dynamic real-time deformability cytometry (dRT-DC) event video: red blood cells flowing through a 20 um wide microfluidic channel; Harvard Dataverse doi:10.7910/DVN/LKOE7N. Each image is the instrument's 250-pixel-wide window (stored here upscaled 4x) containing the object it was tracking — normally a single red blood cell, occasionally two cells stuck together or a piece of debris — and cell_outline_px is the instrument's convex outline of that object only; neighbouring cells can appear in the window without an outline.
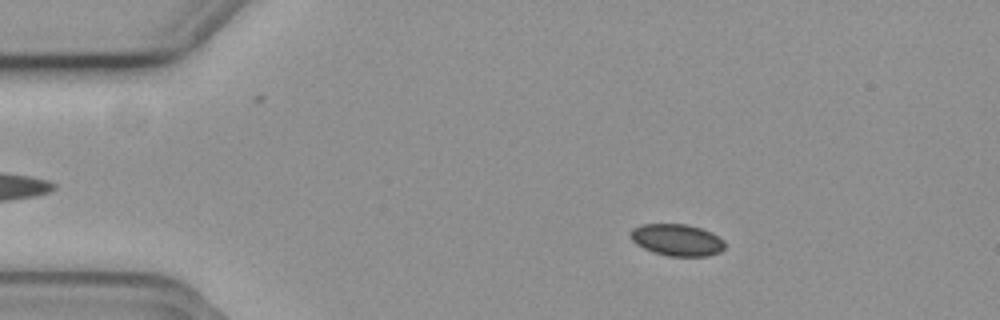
{"species": "common noctule bat (a hibernating species)", "species_latin": "Nyctalus noctula", "temperature_condition": "cold", "stored_images_in_passage": 42, "camera_frame_rate_fps": 3000, "um_per_image_px": 0.085, "animal": {"sex": "female", "body_mass_g": 19.3, "forearm_length_mm": 54.1}, "frame": {"image": 1, "passage_image": 10, "time_ms": 3.0, "image_size_px": [1000, 320], "cell_outline_px": [[724, 248], [720, 252], [708, 256], [668, 256], [652, 252], [636, 244], [628, 236], [628, 232], [632, 228], [640, 224], [688, 224], [712, 232], [720, 236], [724, 240]], "centroid_in_image_um": [57.52, 20.39], "position_along_channel_um": 27.5, "area_um2": 17.8}}
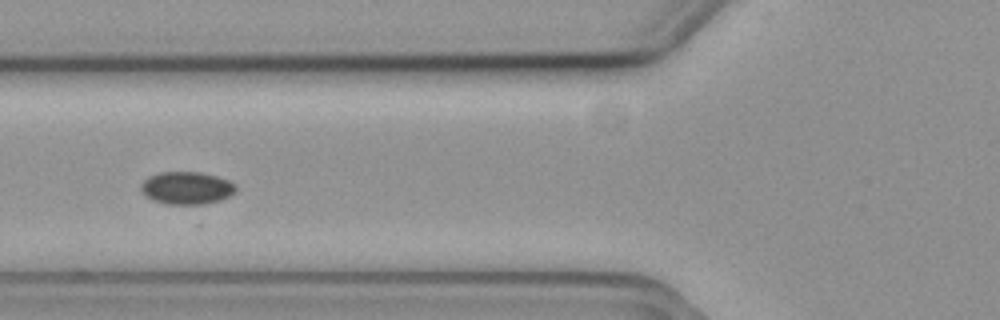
{"frame": {"image": 2, "passage_image": 22, "time_ms": 7.0, "image_size_px": [1000, 320], "cell_outline_px": [[236, 192], [220, 200], [196, 208], [164, 204], [152, 200], [144, 196], [140, 192], [140, 184], [148, 176], [160, 172], [200, 172], [216, 176], [228, 180], [236, 184]], "centroid_in_image_um": [15.84, 16.03], "position_along_channel_um": 110.0, "area_um2": 18.96}}
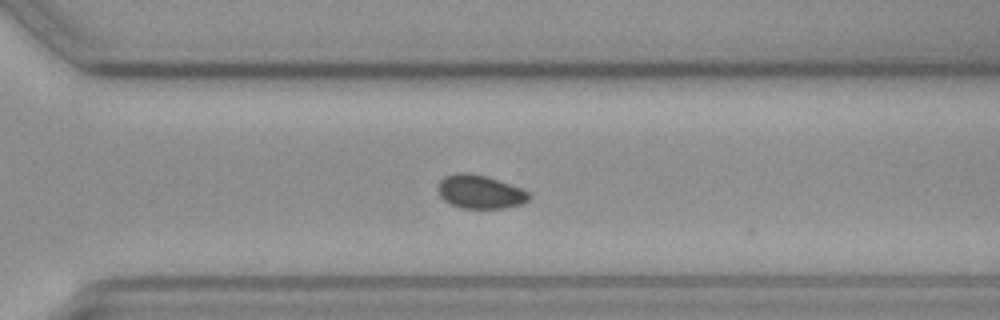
{"frame": {"image": 3, "passage_image": 40, "time_ms": 13.0, "image_size_px": [1000, 320], "cell_outline_px": [[532, 196], [524, 204], [504, 208], [460, 208], [448, 204], [440, 196], [436, 188], [440, 180], [444, 176], [456, 172], [468, 172], [484, 176], [520, 188], [528, 192]], "centroid_in_image_um": [40.76, 16.31], "position_along_channel_um": 329.8, "area_um2": 17.92}}